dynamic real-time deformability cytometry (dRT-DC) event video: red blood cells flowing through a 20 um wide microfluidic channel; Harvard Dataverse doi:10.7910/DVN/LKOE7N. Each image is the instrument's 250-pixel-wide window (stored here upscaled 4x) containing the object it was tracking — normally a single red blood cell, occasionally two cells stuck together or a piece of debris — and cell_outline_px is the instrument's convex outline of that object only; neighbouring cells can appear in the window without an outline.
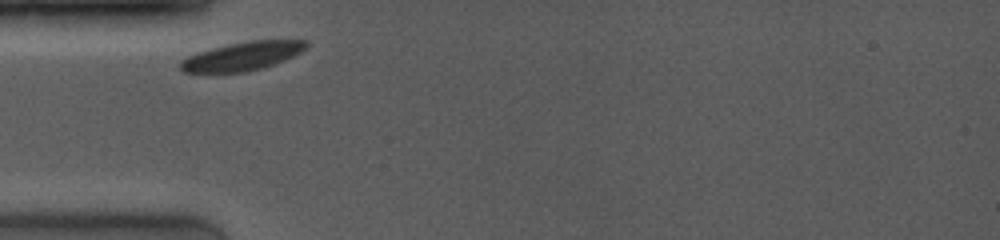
{"species": "common noctule bat (a hibernating species)", "species_latin": "Nyctalus noctula", "temperature_condition": "room temperature", "stored_images_in_passage": 24, "camera_frame_rate_fps": 4000, "um_per_image_px": 0.085, "animal": {"sex": "female", "body_mass_g": 19.0, "forearm_length_mm": 53.3}, "frame": {"image": 1, "passage_image": 1, "time_ms": 0.0, "image_size_px": [1000, 240], "cell_outline_px": [[308, 44], [300, 52], [284, 60], [264, 68], [244, 72], [184, 72], [180, 68], [180, 60], [196, 52], [212, 48], [252, 40], [308, 40]], "centroid_in_image_um": [20.59, 4.78], "position_along_channel_um": 64.4, "area_um2": 20.69}}
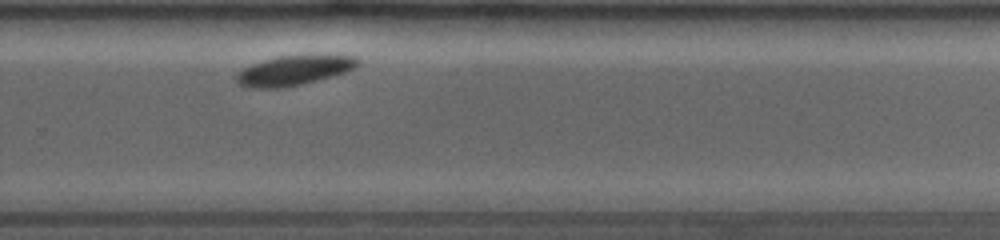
{"frame": {"image": 2, "passage_image": 18, "time_ms": 6.5, "image_size_px": [1000, 240], "cell_outline_px": [[360, 64], [344, 72], [332, 76], [300, 84], [280, 88], [248, 88], [236, 84], [236, 76], [244, 68], [252, 64], [276, 56], [356, 56], [360, 60]], "centroid_in_image_um": [24.93, 6.0], "position_along_channel_um": 304.9, "area_um2": 20.58}}
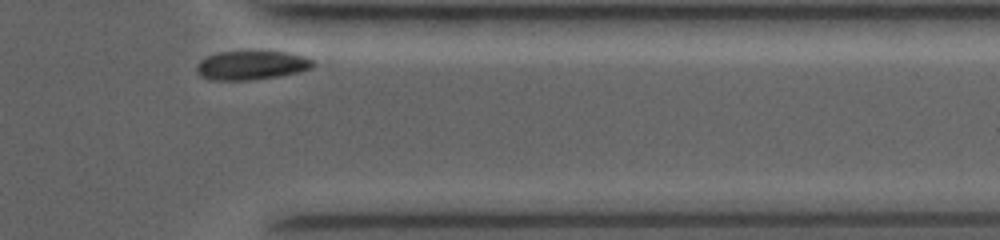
{"frame": {"image": 3, "passage_image": 24, "time_ms": 8.75, "image_size_px": [1000, 240], "cell_outline_px": [[332, 60], [312, 68], [300, 72], [280, 76], [248, 80], [208, 80], [200, 76], [196, 72], [196, 68], [200, 60], [208, 56], [220, 52], [288, 52], [332, 56]], "centroid_in_image_um": [21.79, 5.52], "position_along_channel_um": 389.6, "area_um2": 21.21}, "authors_computed_cell_mechanics": {"area_um2": 21.1548, "velocity_mm_per_s": 3.7254, "shape_relaxation_time_tau1_ms": 1.7252, "shape_relaxation_time_tau2_ms": 1.5823, "deformation_change_tau1": 0.0791, "deformation_change_tau2": 0.0364}}